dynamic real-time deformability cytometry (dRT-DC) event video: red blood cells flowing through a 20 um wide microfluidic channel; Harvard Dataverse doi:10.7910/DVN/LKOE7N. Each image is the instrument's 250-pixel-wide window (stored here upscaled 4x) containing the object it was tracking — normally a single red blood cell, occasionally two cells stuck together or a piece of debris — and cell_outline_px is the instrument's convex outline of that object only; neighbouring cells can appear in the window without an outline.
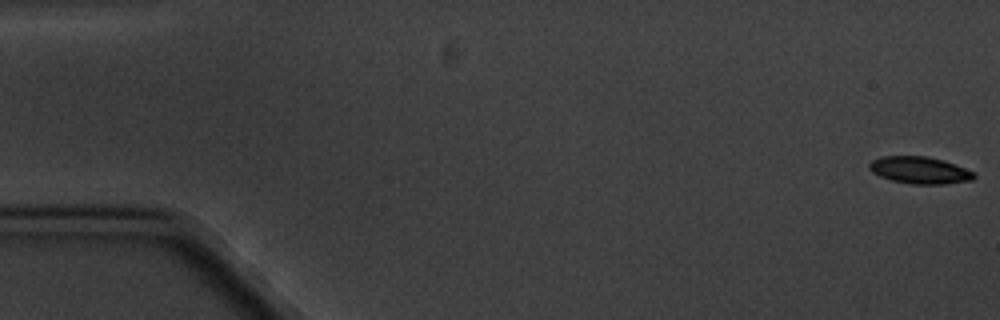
{"species": "common noctule bat (a hibernating species)", "species_latin": "Nyctalus noctula", "temperature_condition": "cold", "stored_images_in_passage": 6, "segment_of_instrument_passage": [1, 2], "camera_frame_rate_fps": 3000, "um_per_image_px": 0.085, "animal": {"sex": "male", "body_mass_g": 20.1, "forearm_length_mm": 53.5}, "frame": {"image": 1, "passage_image": 1, "time_ms": 0.0, "image_size_px": [1000, 320], "cell_outline_px": [[976, 176], [972, 180], [948, 184], [912, 184], [892, 180], [880, 176], [872, 172], [868, 168], [868, 164], [872, 160], [880, 156], [928, 156], [944, 160], [976, 172]], "centroid_in_image_um": [78.19, 14.46], "position_along_channel_um": 6.8, "area_um2": 16.7}}
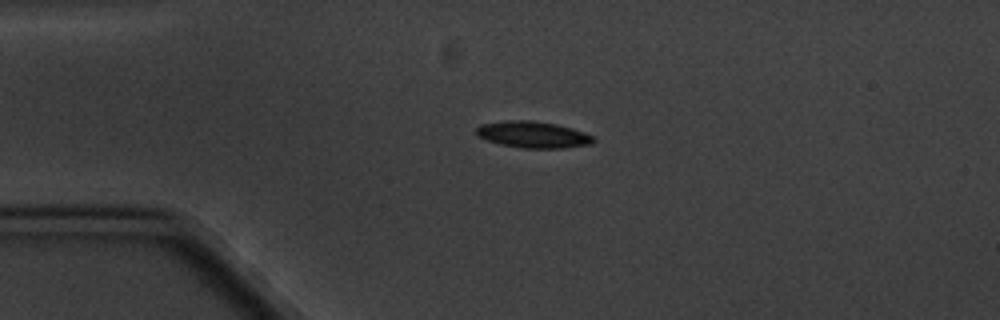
{"frame": {"image": 2, "passage_image": 4, "time_ms": 4.333, "image_size_px": [1000, 320], "cell_outline_px": [[596, 140], [592, 144], [564, 148], [520, 148], [500, 144], [488, 140], [480, 136], [476, 132], [476, 128], [480, 124], [504, 120], [532, 120], [556, 124], [572, 128], [584, 132], [592, 136]], "centroid_in_image_um": [45.32, 11.44], "position_along_channel_um": 39.7, "area_um2": 18.15}}